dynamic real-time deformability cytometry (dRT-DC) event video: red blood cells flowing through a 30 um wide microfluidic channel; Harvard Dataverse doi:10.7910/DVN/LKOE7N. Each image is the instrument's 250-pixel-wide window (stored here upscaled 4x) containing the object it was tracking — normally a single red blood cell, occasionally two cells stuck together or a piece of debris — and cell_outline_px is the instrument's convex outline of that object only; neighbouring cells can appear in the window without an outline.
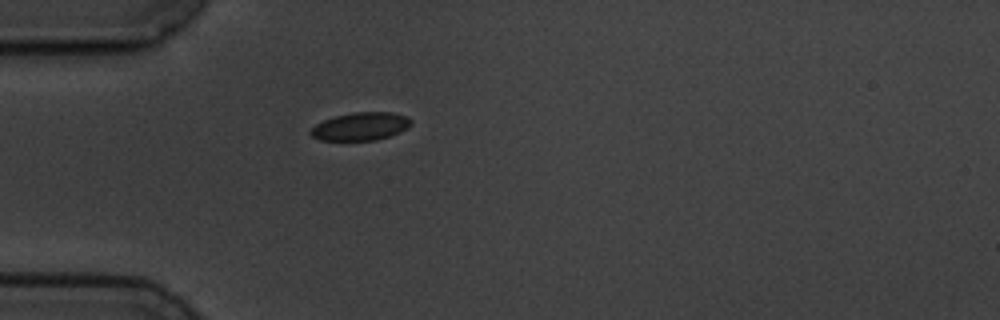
{"species": "common noctule bat (a hibernating species)", "species_latin": "Nyctalus noctula", "temperature_condition": "cold", "stored_images_in_passage": 1, "camera_frame_rate_fps": 3000, "um_per_image_px": 0.085, "animal": {"sex": "male", "body_mass_g": 19.5, "forearm_length_mm": 54.6}, "frame": {"image": 1, "passage_image": 1, "time_ms": 0.0, "image_size_px": [1000, 320], "cell_outline_px": [[412, 124], [408, 128], [400, 132], [376, 140], [320, 140], [312, 136], [308, 132], [316, 124], [324, 120], [336, 116], [356, 112], [392, 112], [404, 116], [412, 120]], "centroid_in_image_um": [30.66, 10.74], "position_along_channel_um": 54.3, "area_um2": 16.24}}